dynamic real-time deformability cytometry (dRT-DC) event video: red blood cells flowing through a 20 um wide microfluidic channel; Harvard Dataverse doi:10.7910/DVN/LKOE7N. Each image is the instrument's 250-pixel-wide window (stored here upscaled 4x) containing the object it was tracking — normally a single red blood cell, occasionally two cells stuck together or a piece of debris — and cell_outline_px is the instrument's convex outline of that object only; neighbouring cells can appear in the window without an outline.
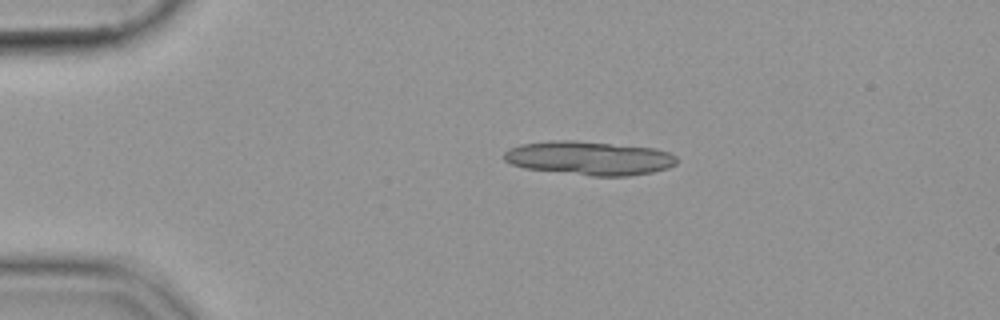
{"species": "common noctule bat (a hibernating species)", "species_latin": "Nyctalus noctula", "temperature_condition": "cold", "stored_images_in_passage": 43, "segment_of_instrument_passage": [1, 2], "camera_frame_rate_fps": 3000, "um_per_image_px": 0.085, "animal": {"sex": "female", "body_mass_g": 19.9}, "frame": {"image": 1, "passage_image": 1, "time_ms": 0.0, "image_size_px": [1000, 320], "cell_outline_px": [[676, 164], [668, 168], [652, 172], [628, 176], [592, 176], [524, 168], [512, 164], [504, 160], [504, 152], [508, 148], [520, 144], [552, 140], [572, 140], [652, 148], [668, 152], [676, 156]], "centroid_in_image_um": [50.05, 13.44], "position_along_channel_um": 34.9, "area_um2": 33.93}}